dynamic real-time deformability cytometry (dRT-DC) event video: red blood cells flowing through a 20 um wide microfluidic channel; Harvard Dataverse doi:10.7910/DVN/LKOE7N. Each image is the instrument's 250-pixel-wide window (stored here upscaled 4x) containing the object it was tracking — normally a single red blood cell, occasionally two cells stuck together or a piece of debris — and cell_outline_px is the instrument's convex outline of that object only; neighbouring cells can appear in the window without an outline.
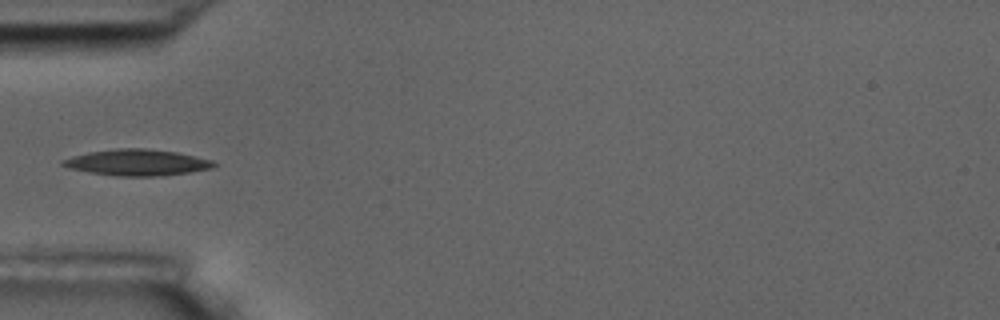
{"species": "common noctule bat (a hibernating species)", "species_latin": "Nyctalus noctula", "temperature_condition": "room temperature", "stored_images_in_passage": 2, "camera_frame_rate_fps": 3000, "um_per_image_px": 0.085, "animal": {"sex": "male", "body_mass_g": 17.5, "forearm_length_mm": 52.3}, "frame": {"image": 1, "passage_image": 1, "time_ms": 0.0, "image_size_px": [1000, 320], "cell_outline_px": [[216, 168], [192, 172], [160, 176], [116, 176], [88, 172], [68, 168], [60, 164], [60, 160], [72, 156], [88, 152], [116, 148], [144, 148], [176, 152], [212, 160], [216, 164]], "centroid_in_image_um": [11.64, 13.81], "position_along_channel_um": 73.4, "area_um2": 23.29}}